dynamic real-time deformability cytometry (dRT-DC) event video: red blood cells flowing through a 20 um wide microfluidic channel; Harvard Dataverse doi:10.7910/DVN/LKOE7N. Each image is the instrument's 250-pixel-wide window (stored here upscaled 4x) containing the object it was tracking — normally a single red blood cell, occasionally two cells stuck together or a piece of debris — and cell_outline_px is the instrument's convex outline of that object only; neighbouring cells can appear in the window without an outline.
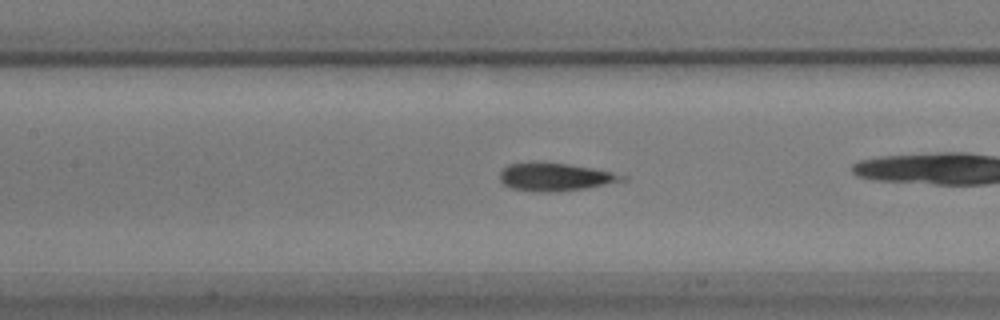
{"species": "common noctule bat (a hibernating species)", "species_latin": "Nyctalus noctula", "temperature_condition": "warm", "stored_images_in_passage": 43, "camera_frame_rate_fps": 3000, "um_per_image_px": 0.085, "animal": {"sex": "male", "body_mass_g": 17.9}, "frame": {"image": 1, "passage_image": 24, "time_ms": 7.667, "image_size_px": [1000, 320], "cell_outline_px": [[628, 180], [584, 188], [548, 192], [544, 192], [512, 188], [504, 184], [500, 180], [500, 172], [508, 164], [568, 164], [592, 168], [612, 172], [628, 176]], "centroid_in_image_um": [47.25, 15.06], "position_along_channel_um": 160.2, "area_um2": 19.13}}